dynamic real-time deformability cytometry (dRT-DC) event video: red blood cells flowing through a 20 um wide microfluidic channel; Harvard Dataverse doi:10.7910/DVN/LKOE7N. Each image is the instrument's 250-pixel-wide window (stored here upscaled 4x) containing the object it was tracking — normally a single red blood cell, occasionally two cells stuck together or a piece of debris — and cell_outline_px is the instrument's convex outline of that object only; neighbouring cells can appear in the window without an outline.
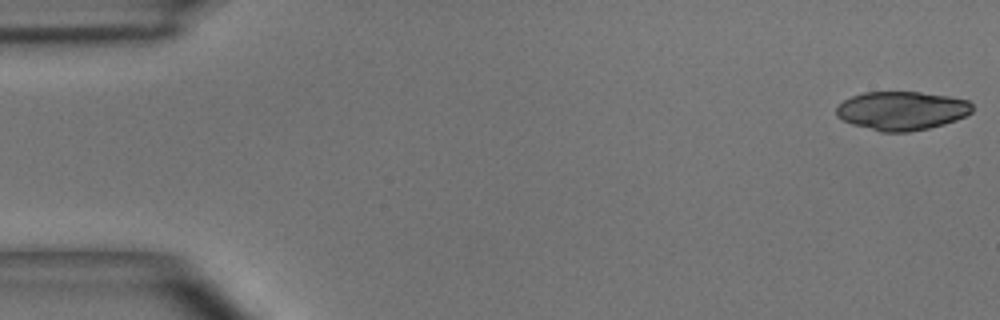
{"species": "common noctule bat (a hibernating species)", "species_latin": "Nyctalus noctula", "temperature_condition": "room temperature", "stored_images_in_passage": 53, "camera_frame_rate_fps": 3000, "um_per_image_px": 0.085, "animal": {"sex": "male", "body_mass_g": 15.6}, "frame": {"image": 1, "passage_image": 1, "time_ms": 0.0, "image_size_px": [1000, 320], "cell_outline_px": [[972, 112], [956, 120], [944, 124], [928, 128], [908, 132], [880, 132], [852, 124], [836, 116], [836, 108], [844, 100], [852, 96], [864, 92], [920, 92], [948, 96], [968, 100], [972, 104]], "centroid_in_image_um": [76.65, 9.41], "position_along_channel_um": 8.4, "area_um2": 30.63}}